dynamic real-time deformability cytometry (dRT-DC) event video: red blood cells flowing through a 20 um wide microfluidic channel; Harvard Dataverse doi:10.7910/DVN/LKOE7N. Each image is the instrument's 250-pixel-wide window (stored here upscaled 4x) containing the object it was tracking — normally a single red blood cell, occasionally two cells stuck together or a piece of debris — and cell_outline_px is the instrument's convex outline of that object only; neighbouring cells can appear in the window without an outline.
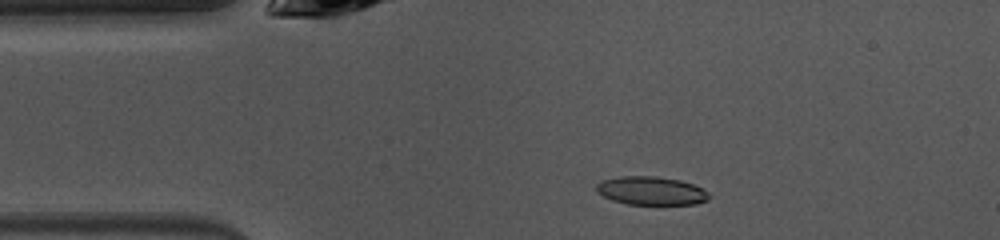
{"species": "common noctule bat (a hibernating species)", "species_latin": "Nyctalus noctula", "temperature_condition": "warm", "stored_images_in_passage": 48, "camera_frame_rate_fps": 3000, "um_per_image_px": 0.085, "animal": {"sex": "female", "body_mass_g": 10.0, "forearm_length_mm": 53.1}, "frame": {"image": 1, "passage_image": 8, "time_ms": 2.333, "image_size_px": [1000, 240], "cell_outline_px": [[712, 196], [708, 200], [696, 204], [628, 204], [612, 200], [596, 192], [596, 184], [600, 180], [620, 176], [656, 176], [680, 180], [692, 184], [708, 192]], "centroid_in_image_um": [55.33, 16.21], "position_along_channel_um": 29.7, "area_um2": 18.73}}
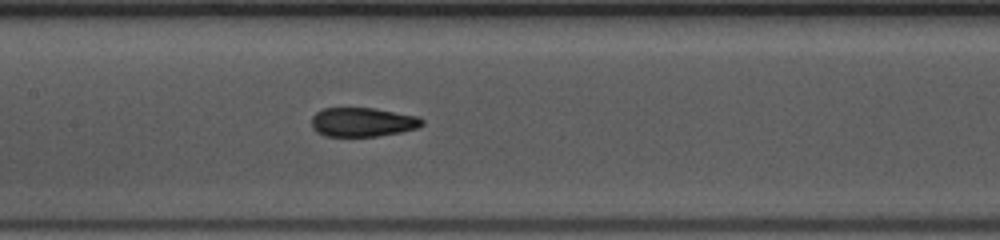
{"frame": {"image": 2, "passage_image": 21, "time_ms": 6.667, "image_size_px": [1000, 240], "cell_outline_px": [[424, 124], [416, 128], [400, 132], [376, 136], [324, 136], [316, 132], [312, 128], [312, 116], [316, 112], [324, 108], [376, 108], [420, 116], [424, 120]], "centroid_in_image_um": [30.83, 10.37], "position_along_channel_um": 176.6, "area_um2": 18.9}}
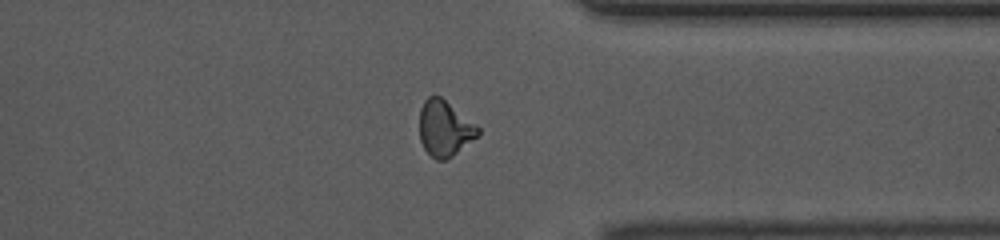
{"frame": {"image": 3, "passage_image": 36, "time_ms": 11.667, "image_size_px": [1000, 240], "cell_outline_px": [[480, 136], [452, 156], [444, 160], [436, 160], [424, 148], [420, 140], [420, 108], [424, 100], [428, 96], [440, 96], [476, 124], [480, 128]], "centroid_in_image_um": [37.81, 10.92], "position_along_channel_um": 373.6, "area_um2": 19.02}, "authors_computed_cell_mechanics": {"area_um2": 19.1607, "velocity_mm_per_s": 4.0693, "shape_relaxation_time_tau1_ms": 8.2854, "shape_relaxation_time_tau2_ms": 1.7202, "deformation_change_tau1": 0.2344, "deformation_change_tau2": 0.0783}}